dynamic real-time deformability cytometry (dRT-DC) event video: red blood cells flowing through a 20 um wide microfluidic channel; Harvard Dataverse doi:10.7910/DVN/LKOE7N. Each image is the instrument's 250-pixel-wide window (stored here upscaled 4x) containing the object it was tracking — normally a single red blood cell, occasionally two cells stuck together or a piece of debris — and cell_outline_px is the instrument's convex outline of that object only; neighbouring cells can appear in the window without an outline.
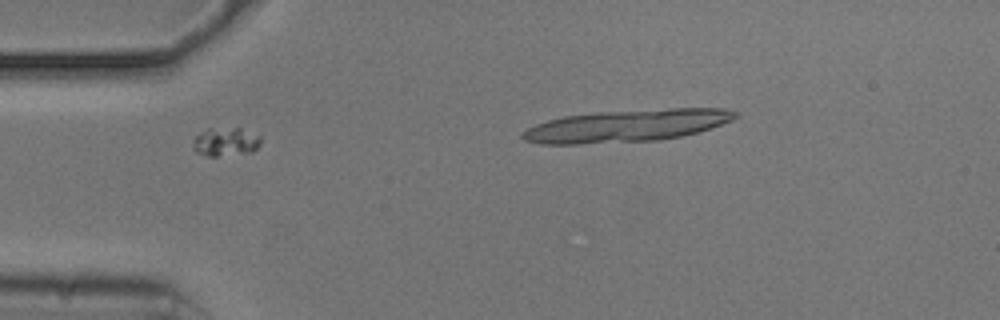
{"species": "common noctule bat (a hibernating species)", "species_latin": "Nyctalus noctula", "temperature_condition": "cold", "stored_images_in_passage": 31, "segment_of_instrument_passage": [1, 2], "camera_frame_rate_fps": 3000, "um_per_image_px": 0.085, "animal": {"sex": "male", "body_mass_g": 20.5, "forearm_length_mm": 52.5}, "frame": {"image": 1, "passage_image": 3, "time_ms": 0.667, "image_size_px": [1000, 320], "cell_outline_px": [[260, 144], [252, 152], [216, 156], [208, 156], [196, 152], [192, 148], [192, 140], [196, 136], [208, 128], [240, 128], [260, 136]], "centroid_in_image_um": [19.14, 12.05], "position_along_channel_um": 65.9, "area_um2": 11.21}}
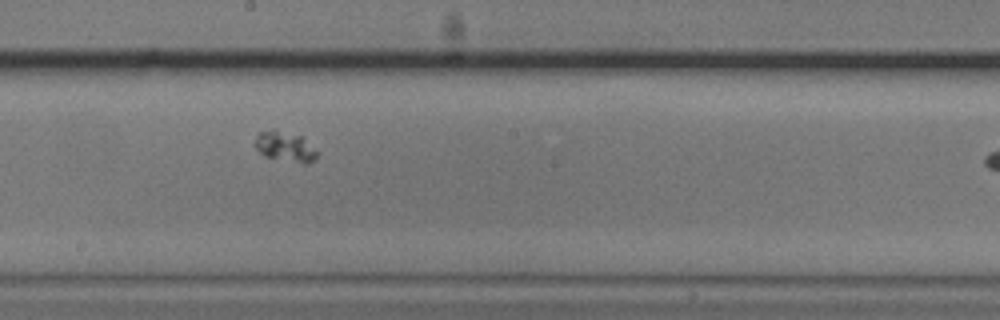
{"frame": {"image": 2, "passage_image": 16, "time_ms": 5.0, "image_size_px": [1000, 320], "cell_outline_px": [[320, 152], [316, 160], [308, 164], [304, 164], [264, 156], [252, 144], [256, 132], [272, 128], [304, 136]], "centroid_in_image_um": [24.25, 12.43], "position_along_channel_um": 223.9, "area_um2": 11.68}}
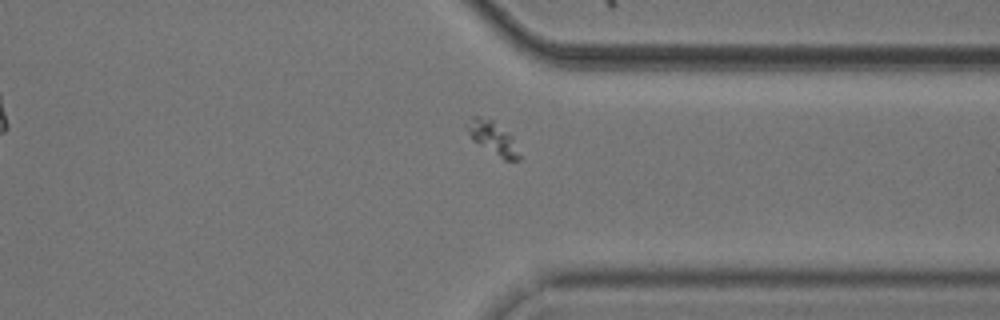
{"frame": {"image": 3, "passage_image": 28, "time_ms": 9.0, "image_size_px": [1000, 320], "cell_outline_px": [[520, 160], [504, 160], [472, 140], [464, 124], [472, 116], [480, 116], [492, 120], [508, 132], [512, 136], [520, 156]], "centroid_in_image_um": [41.86, 11.71], "position_along_channel_um": 369.5, "area_um2": 10.06}}